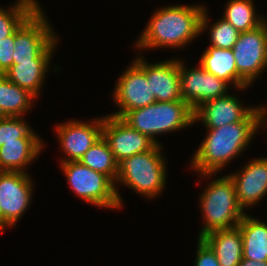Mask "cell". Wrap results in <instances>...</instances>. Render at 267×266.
<instances>
[{
    "instance_id": "cell-12",
    "label": "cell",
    "mask_w": 267,
    "mask_h": 266,
    "mask_svg": "<svg viewBox=\"0 0 267 266\" xmlns=\"http://www.w3.org/2000/svg\"><path fill=\"white\" fill-rule=\"evenodd\" d=\"M102 137L118 164L132 155L147 152L156 145L147 135L113 115L103 116Z\"/></svg>"
},
{
    "instance_id": "cell-9",
    "label": "cell",
    "mask_w": 267,
    "mask_h": 266,
    "mask_svg": "<svg viewBox=\"0 0 267 266\" xmlns=\"http://www.w3.org/2000/svg\"><path fill=\"white\" fill-rule=\"evenodd\" d=\"M179 60L181 97L194 111L206 101L226 96L230 85L207 72L201 65L186 68ZM229 87V88H228Z\"/></svg>"
},
{
    "instance_id": "cell-30",
    "label": "cell",
    "mask_w": 267,
    "mask_h": 266,
    "mask_svg": "<svg viewBox=\"0 0 267 266\" xmlns=\"http://www.w3.org/2000/svg\"><path fill=\"white\" fill-rule=\"evenodd\" d=\"M239 266H267V261H255L252 259L242 258Z\"/></svg>"
},
{
    "instance_id": "cell-25",
    "label": "cell",
    "mask_w": 267,
    "mask_h": 266,
    "mask_svg": "<svg viewBox=\"0 0 267 266\" xmlns=\"http://www.w3.org/2000/svg\"><path fill=\"white\" fill-rule=\"evenodd\" d=\"M10 9H0V41L13 35L19 27L40 7L36 0H17Z\"/></svg>"
},
{
    "instance_id": "cell-31",
    "label": "cell",
    "mask_w": 267,
    "mask_h": 266,
    "mask_svg": "<svg viewBox=\"0 0 267 266\" xmlns=\"http://www.w3.org/2000/svg\"><path fill=\"white\" fill-rule=\"evenodd\" d=\"M263 127H267V106H262Z\"/></svg>"
},
{
    "instance_id": "cell-20",
    "label": "cell",
    "mask_w": 267,
    "mask_h": 266,
    "mask_svg": "<svg viewBox=\"0 0 267 266\" xmlns=\"http://www.w3.org/2000/svg\"><path fill=\"white\" fill-rule=\"evenodd\" d=\"M243 242V258L267 261V224L248 214L238 224Z\"/></svg>"
},
{
    "instance_id": "cell-18",
    "label": "cell",
    "mask_w": 267,
    "mask_h": 266,
    "mask_svg": "<svg viewBox=\"0 0 267 266\" xmlns=\"http://www.w3.org/2000/svg\"><path fill=\"white\" fill-rule=\"evenodd\" d=\"M45 143L39 136H24L0 146V171L26 172L28 165L38 158Z\"/></svg>"
},
{
    "instance_id": "cell-4",
    "label": "cell",
    "mask_w": 267,
    "mask_h": 266,
    "mask_svg": "<svg viewBox=\"0 0 267 266\" xmlns=\"http://www.w3.org/2000/svg\"><path fill=\"white\" fill-rule=\"evenodd\" d=\"M161 150L162 145L156 144L151 150L132 155L120 162L115 189L119 182L118 184L126 185L144 198L151 199L161 194L166 187L168 169Z\"/></svg>"
},
{
    "instance_id": "cell-3",
    "label": "cell",
    "mask_w": 267,
    "mask_h": 266,
    "mask_svg": "<svg viewBox=\"0 0 267 266\" xmlns=\"http://www.w3.org/2000/svg\"><path fill=\"white\" fill-rule=\"evenodd\" d=\"M199 199L205 224L198 238L215 230L236 228L246 214L238 203L234 182L228 175L212 179Z\"/></svg>"
},
{
    "instance_id": "cell-1",
    "label": "cell",
    "mask_w": 267,
    "mask_h": 266,
    "mask_svg": "<svg viewBox=\"0 0 267 266\" xmlns=\"http://www.w3.org/2000/svg\"><path fill=\"white\" fill-rule=\"evenodd\" d=\"M206 10L204 4L158 8L135 45L143 51L184 47L209 28Z\"/></svg>"
},
{
    "instance_id": "cell-6",
    "label": "cell",
    "mask_w": 267,
    "mask_h": 266,
    "mask_svg": "<svg viewBox=\"0 0 267 266\" xmlns=\"http://www.w3.org/2000/svg\"><path fill=\"white\" fill-rule=\"evenodd\" d=\"M60 164L72 191L85 202L101 208L121 209L122 197L107 175L94 171L79 161Z\"/></svg>"
},
{
    "instance_id": "cell-13",
    "label": "cell",
    "mask_w": 267,
    "mask_h": 266,
    "mask_svg": "<svg viewBox=\"0 0 267 266\" xmlns=\"http://www.w3.org/2000/svg\"><path fill=\"white\" fill-rule=\"evenodd\" d=\"M103 117L92 121L71 120L56 126V135L65 159L60 162L79 161L85 152L102 137Z\"/></svg>"
},
{
    "instance_id": "cell-33",
    "label": "cell",
    "mask_w": 267,
    "mask_h": 266,
    "mask_svg": "<svg viewBox=\"0 0 267 266\" xmlns=\"http://www.w3.org/2000/svg\"><path fill=\"white\" fill-rule=\"evenodd\" d=\"M262 24L267 28V18H262Z\"/></svg>"
},
{
    "instance_id": "cell-28",
    "label": "cell",
    "mask_w": 267,
    "mask_h": 266,
    "mask_svg": "<svg viewBox=\"0 0 267 266\" xmlns=\"http://www.w3.org/2000/svg\"><path fill=\"white\" fill-rule=\"evenodd\" d=\"M195 266H220L215 252L202 239L198 238Z\"/></svg>"
},
{
    "instance_id": "cell-23",
    "label": "cell",
    "mask_w": 267,
    "mask_h": 266,
    "mask_svg": "<svg viewBox=\"0 0 267 266\" xmlns=\"http://www.w3.org/2000/svg\"><path fill=\"white\" fill-rule=\"evenodd\" d=\"M79 162L94 171L104 173L115 183L118 176V163L103 137L85 152Z\"/></svg>"
},
{
    "instance_id": "cell-29",
    "label": "cell",
    "mask_w": 267,
    "mask_h": 266,
    "mask_svg": "<svg viewBox=\"0 0 267 266\" xmlns=\"http://www.w3.org/2000/svg\"><path fill=\"white\" fill-rule=\"evenodd\" d=\"M14 34L0 41V74H4L13 65Z\"/></svg>"
},
{
    "instance_id": "cell-21",
    "label": "cell",
    "mask_w": 267,
    "mask_h": 266,
    "mask_svg": "<svg viewBox=\"0 0 267 266\" xmlns=\"http://www.w3.org/2000/svg\"><path fill=\"white\" fill-rule=\"evenodd\" d=\"M36 97L29 91L0 75V117H23L33 106Z\"/></svg>"
},
{
    "instance_id": "cell-16",
    "label": "cell",
    "mask_w": 267,
    "mask_h": 266,
    "mask_svg": "<svg viewBox=\"0 0 267 266\" xmlns=\"http://www.w3.org/2000/svg\"><path fill=\"white\" fill-rule=\"evenodd\" d=\"M256 107L243 106L237 96H226L209 100L194 110V123L200 121L206 129H217L229 123L245 120Z\"/></svg>"
},
{
    "instance_id": "cell-17",
    "label": "cell",
    "mask_w": 267,
    "mask_h": 266,
    "mask_svg": "<svg viewBox=\"0 0 267 266\" xmlns=\"http://www.w3.org/2000/svg\"><path fill=\"white\" fill-rule=\"evenodd\" d=\"M59 38L56 37L34 60L31 62H13V65L4 73L12 82L29 91L36 98L39 97L40 90L45 78L54 49L58 44Z\"/></svg>"
},
{
    "instance_id": "cell-11",
    "label": "cell",
    "mask_w": 267,
    "mask_h": 266,
    "mask_svg": "<svg viewBox=\"0 0 267 266\" xmlns=\"http://www.w3.org/2000/svg\"><path fill=\"white\" fill-rule=\"evenodd\" d=\"M33 181L28 173L0 171V212L12 228L28 209Z\"/></svg>"
},
{
    "instance_id": "cell-2",
    "label": "cell",
    "mask_w": 267,
    "mask_h": 266,
    "mask_svg": "<svg viewBox=\"0 0 267 266\" xmlns=\"http://www.w3.org/2000/svg\"><path fill=\"white\" fill-rule=\"evenodd\" d=\"M262 124V106H258L243 121L207 129L208 134L191 159V169L197 171L201 178L216 176L232 159L245 151Z\"/></svg>"
},
{
    "instance_id": "cell-32",
    "label": "cell",
    "mask_w": 267,
    "mask_h": 266,
    "mask_svg": "<svg viewBox=\"0 0 267 266\" xmlns=\"http://www.w3.org/2000/svg\"><path fill=\"white\" fill-rule=\"evenodd\" d=\"M9 228L10 226L4 221L2 215H1V212H0V231L6 229V228Z\"/></svg>"
},
{
    "instance_id": "cell-10",
    "label": "cell",
    "mask_w": 267,
    "mask_h": 266,
    "mask_svg": "<svg viewBox=\"0 0 267 266\" xmlns=\"http://www.w3.org/2000/svg\"><path fill=\"white\" fill-rule=\"evenodd\" d=\"M113 91V101L119 106V111L109 115L119 118L128 111L146 107L157 101L151 92L145 72L134 61L122 72Z\"/></svg>"
},
{
    "instance_id": "cell-7",
    "label": "cell",
    "mask_w": 267,
    "mask_h": 266,
    "mask_svg": "<svg viewBox=\"0 0 267 266\" xmlns=\"http://www.w3.org/2000/svg\"><path fill=\"white\" fill-rule=\"evenodd\" d=\"M232 51L237 68V89L245 90L267 68V28L261 24L240 33Z\"/></svg>"
},
{
    "instance_id": "cell-15",
    "label": "cell",
    "mask_w": 267,
    "mask_h": 266,
    "mask_svg": "<svg viewBox=\"0 0 267 266\" xmlns=\"http://www.w3.org/2000/svg\"><path fill=\"white\" fill-rule=\"evenodd\" d=\"M234 182L240 207L252 208L267 195V157L250 160L243 169L227 174Z\"/></svg>"
},
{
    "instance_id": "cell-27",
    "label": "cell",
    "mask_w": 267,
    "mask_h": 266,
    "mask_svg": "<svg viewBox=\"0 0 267 266\" xmlns=\"http://www.w3.org/2000/svg\"><path fill=\"white\" fill-rule=\"evenodd\" d=\"M207 30L210 31V45L222 49H232L240 34L224 18L216 20L213 25L211 24L210 29Z\"/></svg>"
},
{
    "instance_id": "cell-14",
    "label": "cell",
    "mask_w": 267,
    "mask_h": 266,
    "mask_svg": "<svg viewBox=\"0 0 267 266\" xmlns=\"http://www.w3.org/2000/svg\"><path fill=\"white\" fill-rule=\"evenodd\" d=\"M138 55L134 62L145 72L151 92L158 102L183 100L181 97L179 60L171 59L158 63L145 61Z\"/></svg>"
},
{
    "instance_id": "cell-8",
    "label": "cell",
    "mask_w": 267,
    "mask_h": 266,
    "mask_svg": "<svg viewBox=\"0 0 267 266\" xmlns=\"http://www.w3.org/2000/svg\"><path fill=\"white\" fill-rule=\"evenodd\" d=\"M41 6L14 33L13 62H31L55 38Z\"/></svg>"
},
{
    "instance_id": "cell-24",
    "label": "cell",
    "mask_w": 267,
    "mask_h": 266,
    "mask_svg": "<svg viewBox=\"0 0 267 266\" xmlns=\"http://www.w3.org/2000/svg\"><path fill=\"white\" fill-rule=\"evenodd\" d=\"M222 18L242 33L260 26L263 17L257 15L253 0H229Z\"/></svg>"
},
{
    "instance_id": "cell-26",
    "label": "cell",
    "mask_w": 267,
    "mask_h": 266,
    "mask_svg": "<svg viewBox=\"0 0 267 266\" xmlns=\"http://www.w3.org/2000/svg\"><path fill=\"white\" fill-rule=\"evenodd\" d=\"M23 117H0V146L24 136H38Z\"/></svg>"
},
{
    "instance_id": "cell-22",
    "label": "cell",
    "mask_w": 267,
    "mask_h": 266,
    "mask_svg": "<svg viewBox=\"0 0 267 266\" xmlns=\"http://www.w3.org/2000/svg\"><path fill=\"white\" fill-rule=\"evenodd\" d=\"M199 64L209 73L237 89V68L232 49L209 45L200 57Z\"/></svg>"
},
{
    "instance_id": "cell-5",
    "label": "cell",
    "mask_w": 267,
    "mask_h": 266,
    "mask_svg": "<svg viewBox=\"0 0 267 266\" xmlns=\"http://www.w3.org/2000/svg\"><path fill=\"white\" fill-rule=\"evenodd\" d=\"M194 111L183 100L158 102L128 111L122 119L132 128L162 145L156 135L180 131L194 124Z\"/></svg>"
},
{
    "instance_id": "cell-19",
    "label": "cell",
    "mask_w": 267,
    "mask_h": 266,
    "mask_svg": "<svg viewBox=\"0 0 267 266\" xmlns=\"http://www.w3.org/2000/svg\"><path fill=\"white\" fill-rule=\"evenodd\" d=\"M202 239L215 252L220 266H239L243 258L242 234L239 227L215 230Z\"/></svg>"
}]
</instances>
